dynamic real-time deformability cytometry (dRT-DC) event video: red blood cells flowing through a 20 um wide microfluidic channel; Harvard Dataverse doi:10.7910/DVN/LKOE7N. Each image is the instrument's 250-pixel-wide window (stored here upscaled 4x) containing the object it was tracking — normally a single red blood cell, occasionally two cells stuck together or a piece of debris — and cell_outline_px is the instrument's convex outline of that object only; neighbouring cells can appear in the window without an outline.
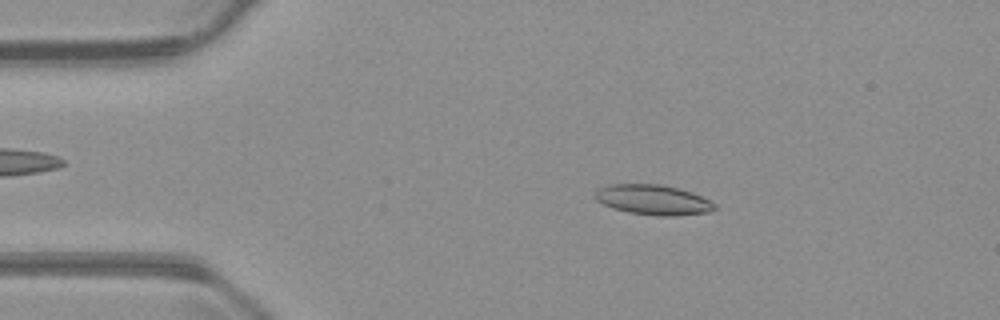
{"species": "common noctule bat (a hibernating species)", "species_latin": "Nyctalus noctula", "temperature_condition": "warm", "stored_images_in_passage": 54, "camera_frame_rate_fps": 3000, "um_per_image_px": 0.085, "animal": {"sex": "male", "body_mass_g": 23.1, "forearm_length_mm": 52.7}, "frame": {"image": 1, "passage_image": 9, "time_ms": 2.667, "image_size_px": [1000, 320], "cell_outline_px": [[716, 208], [708, 212], [676, 216], [656, 216], [628, 212], [612, 208], [596, 200], [592, 196], [600, 188], [612, 184], [660, 184], [680, 188], [692, 192], [716, 204]], "centroid_in_image_um": [55.51, 16.99], "position_along_channel_um": 29.5, "area_um2": 20.98}}
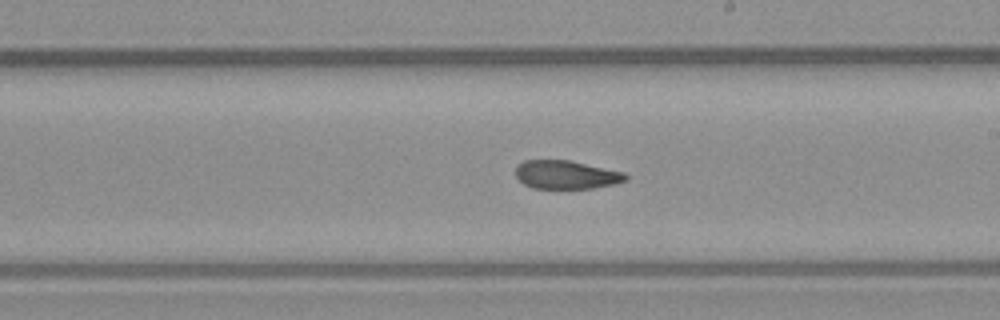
{"frame": {"image": 2, "passage_image": 30, "time_ms": 9.667, "image_size_px": [1000, 320], "cell_outline_px": [[628, 180], [616, 184], [592, 188], [532, 188], [524, 184], [516, 176], [516, 164], [524, 160], [568, 160], [624, 172], [628, 176]], "centroid_in_image_um": [48.13, 14.85], "position_along_channel_um": 240.9, "area_um2": 18.26}}
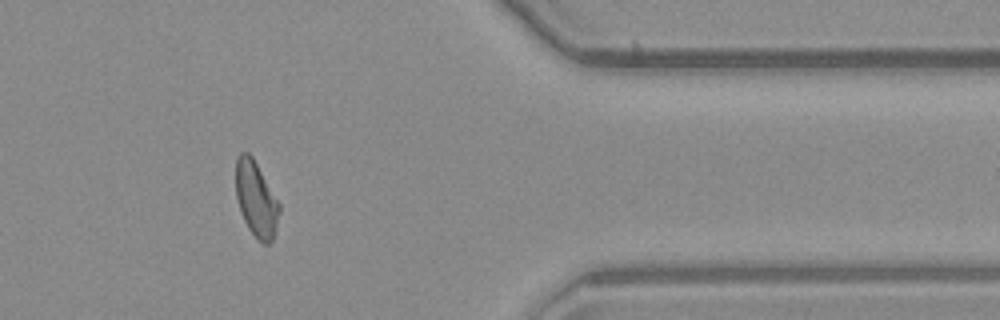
{"frame": {"image": 3, "passage_image": 44, "time_ms": 14.333, "image_size_px": [1000, 320], "cell_outline_px": [[280, 212], [276, 232], [272, 240], [268, 244], [264, 244], [248, 228], [240, 212], [236, 196], [236, 160], [240, 152], [248, 152], [252, 156], [280, 204]], "centroid_in_image_um": [21.77, 16.93], "position_along_channel_um": 389.6, "area_um2": 19.02}, "authors_computed_cell_mechanics": {"area_um2": 19.9699, "velocity_mm_per_s": 3.7203, "shape_relaxation_time_tau1_ms": null, "shape_relaxation_time_tau2_ms": 3.5994, "deformation_change_tau1": null, "deformation_change_tau2": 0.0905}}